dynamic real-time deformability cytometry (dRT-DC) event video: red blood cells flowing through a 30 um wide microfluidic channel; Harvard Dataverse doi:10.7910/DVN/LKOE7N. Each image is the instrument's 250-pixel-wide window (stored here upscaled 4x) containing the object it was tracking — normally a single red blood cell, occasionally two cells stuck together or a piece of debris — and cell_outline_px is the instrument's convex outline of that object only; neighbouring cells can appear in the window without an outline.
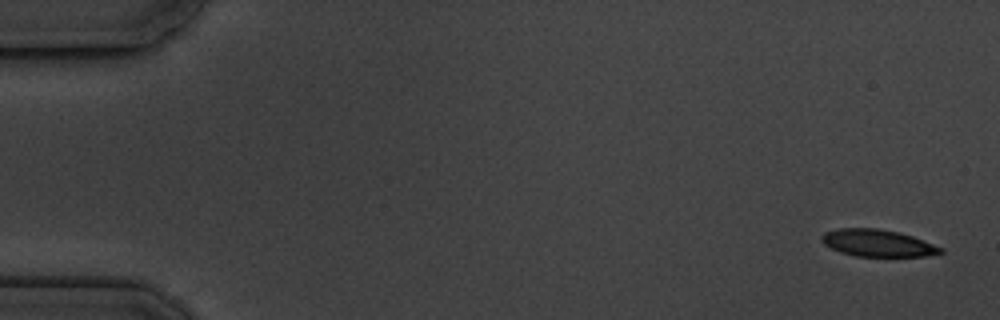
{"species": "common noctule bat (a hibernating species)", "species_latin": "Nyctalus noctula", "temperature_condition": "cold", "stored_images_in_passage": 4, "camera_frame_rate_fps": 3000, "um_per_image_px": 0.085, "animal": {"sex": "male", "body_mass_g": 19.5, "forearm_length_mm": 54.6}, "frame": {"image": 1, "passage_image": 1, "time_ms": 0.0, "image_size_px": [1000, 320], "cell_outline_px": [[944, 252], [924, 256], [856, 256], [840, 252], [824, 244], [820, 240], [820, 236], [824, 232], [836, 228], [876, 228], [900, 232], [912, 236], [944, 248]], "centroid_in_image_um": [74.57, 20.65], "position_along_channel_um": 10.4, "area_um2": 18.79}}
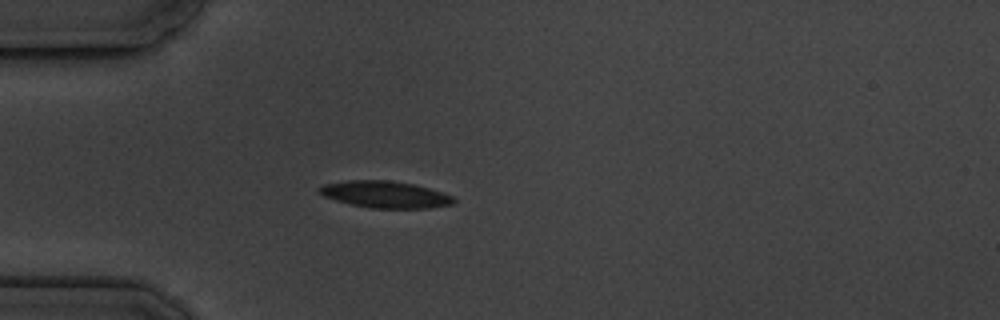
{"frame": {"image": 2, "passage_image": 4, "time_ms": 4.667, "image_size_px": [1000, 320], "cell_outline_px": [[456, 200], [452, 204], [428, 208], [372, 208], [352, 204], [336, 200], [324, 196], [316, 188], [324, 184], [348, 180], [388, 180], [412, 184], [428, 188], [452, 196]], "centroid_in_image_um": [32.71, 16.52], "position_along_channel_um": 52.3, "area_um2": 20.69}}